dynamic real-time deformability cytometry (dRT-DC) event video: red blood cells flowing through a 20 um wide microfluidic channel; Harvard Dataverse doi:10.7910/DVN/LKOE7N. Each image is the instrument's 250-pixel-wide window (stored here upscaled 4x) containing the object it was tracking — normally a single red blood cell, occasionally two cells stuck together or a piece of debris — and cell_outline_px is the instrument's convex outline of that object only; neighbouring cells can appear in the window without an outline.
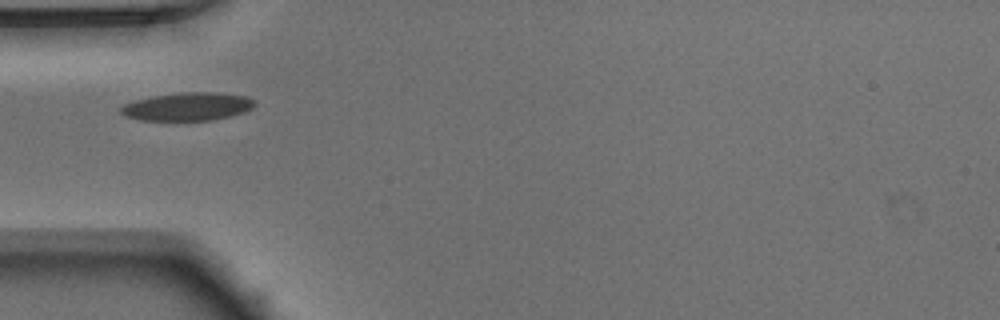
{"species": "Egyptian fruit bat (a non-hibernating species)", "species_latin": "Rousettus aegyptiacus", "temperature_condition": "warm", "stored_images_in_passage": 22, "camera_frame_rate_fps": 3000, "um_per_image_px": 0.085, "animal": {"sex": "male"}, "frame": {"image": 1, "passage_image": 1, "time_ms": 0.0, "image_size_px": [1000, 320], "cell_outline_px": [[256, 104], [252, 108], [244, 112], [212, 120], [140, 120], [124, 116], [120, 112], [120, 108], [124, 104], [136, 100], [152, 96], [180, 92], [216, 92], [248, 96], [256, 100]], "centroid_in_image_um": [15.96, 9.05], "position_along_channel_um": 69.0, "area_um2": 22.02}}
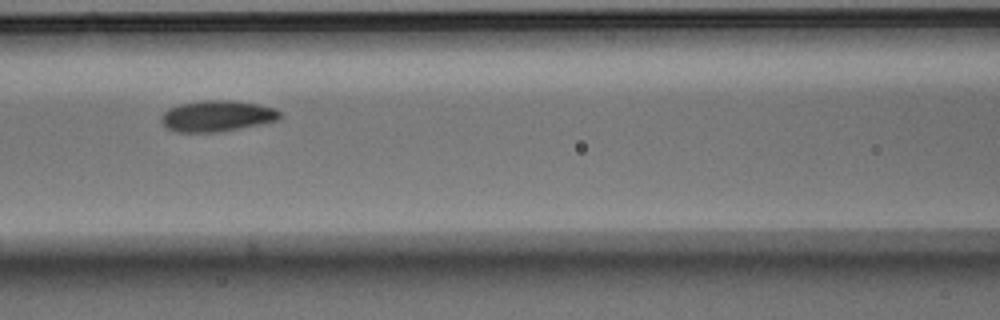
{"frame": {"image": 2, "passage_image": 7, "time_ms": 2.0, "image_size_px": [1000, 320], "cell_outline_px": [[280, 116], [276, 120], [216, 132], [176, 132], [168, 128], [160, 120], [160, 116], [168, 108], [180, 104], [204, 100], [236, 100], [256, 104], [272, 108], [280, 112]], "centroid_in_image_um": [18.37, 9.84], "position_along_channel_um": 148.2, "area_um2": 21.04}}
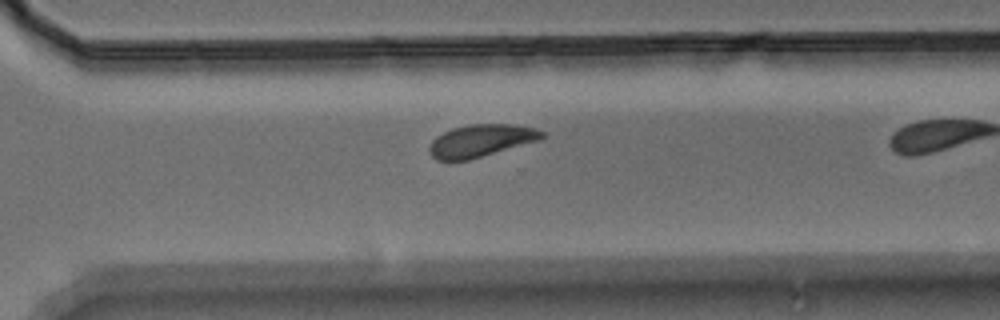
{"frame": {"image": 3, "passage_image": 18, "time_ms": 5.667, "image_size_px": [1000, 320], "cell_outline_px": [[544, 136], [540, 140], [468, 160], [436, 160], [428, 152], [428, 148], [432, 140], [436, 136], [452, 128], [468, 124], [516, 124], [536, 128], [544, 132]], "centroid_in_image_um": [40.87, 11.94], "position_along_channel_um": 329.7, "area_um2": 21.33}}